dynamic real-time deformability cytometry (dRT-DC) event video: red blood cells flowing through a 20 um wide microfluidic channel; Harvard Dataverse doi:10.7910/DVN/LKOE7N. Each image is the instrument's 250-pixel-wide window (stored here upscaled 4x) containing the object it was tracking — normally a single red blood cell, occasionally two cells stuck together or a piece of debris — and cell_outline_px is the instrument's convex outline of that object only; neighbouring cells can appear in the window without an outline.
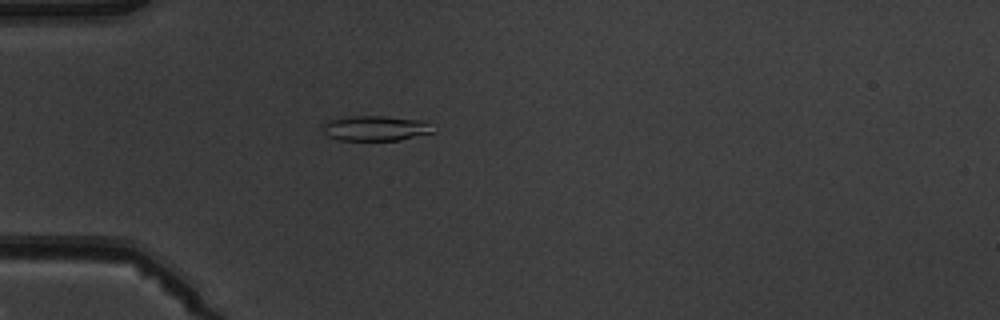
{"species": "common noctule bat (a hibernating species)", "species_latin": "Nyctalus noctula", "temperature_condition": "warm", "stored_images_in_passage": 4, "camera_frame_rate_fps": 3000, "um_per_image_px": 0.085, "animal": {"sex": "male", "body_mass_g": 19.5, "forearm_length_mm": 54.6}, "frame": {"image": 1, "passage_image": 4, "time_ms": 3.333, "image_size_px": [1000, 320], "cell_outline_px": [[436, 132], [400, 140], [340, 140], [328, 136], [324, 132], [324, 124], [328, 120], [352, 116], [384, 116], [424, 120]], "centroid_in_image_um": [31.95, 10.9], "position_along_channel_um": 53.0, "area_um2": 16.07}}